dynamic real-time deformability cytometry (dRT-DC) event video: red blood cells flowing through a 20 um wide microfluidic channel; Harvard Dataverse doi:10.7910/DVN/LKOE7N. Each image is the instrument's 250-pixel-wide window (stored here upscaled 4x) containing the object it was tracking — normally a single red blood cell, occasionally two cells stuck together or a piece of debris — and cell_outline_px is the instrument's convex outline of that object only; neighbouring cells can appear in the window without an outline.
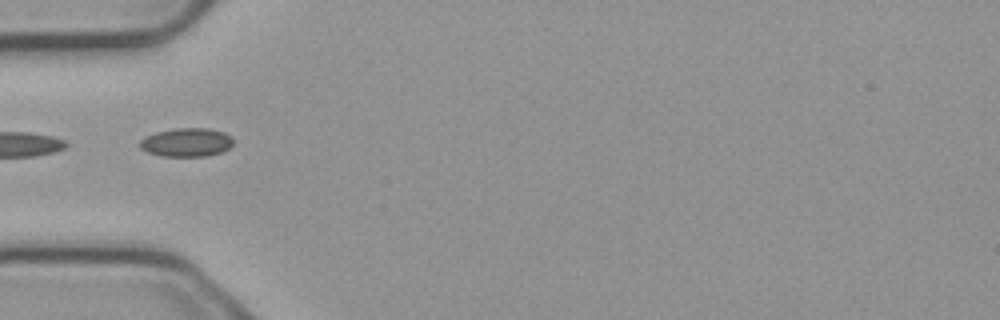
{"species": "common noctule bat (a hibernating species)", "species_latin": "Nyctalus noctula", "temperature_condition": "cold", "stored_images_in_passage": 7, "segment_of_instrument_passage": [2, 2], "camera_frame_rate_fps": 3000, "um_per_image_px": 0.085, "animal": {"sex": "male", "body_mass_g": 23.1, "forearm_length_mm": 52.7}, "frame": {"image": 1, "passage_image": 5, "time_ms": 1.333, "image_size_px": [1000, 320], "cell_outline_px": [[232, 144], [228, 148], [220, 152], [204, 156], [160, 156], [148, 152], [140, 148], [140, 140], [144, 136], [156, 132], [176, 128], [208, 128], [224, 132], [232, 136]], "centroid_in_image_um": [15.83, 12.09], "position_along_channel_um": 69.2, "area_um2": 15.55}}
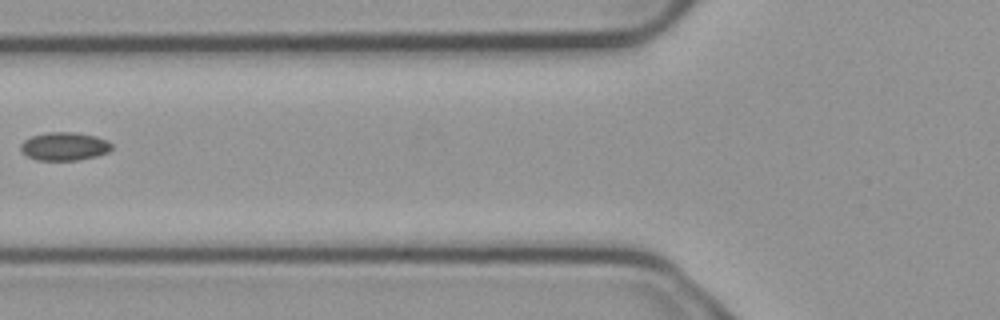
{"frame": {"image": 2, "passage_image": 6, "time_ms": 1.667, "image_size_px": [1000, 320], "cell_outline_px": [[112, 148], [108, 152], [96, 156], [76, 160], [36, 160], [20, 152], [20, 144], [24, 140], [32, 136], [48, 132], [76, 132], [96, 136], [108, 140], [112, 144]], "centroid_in_image_um": [5.47, 12.43], "position_along_channel_um": 120.3, "area_um2": 15.09}}
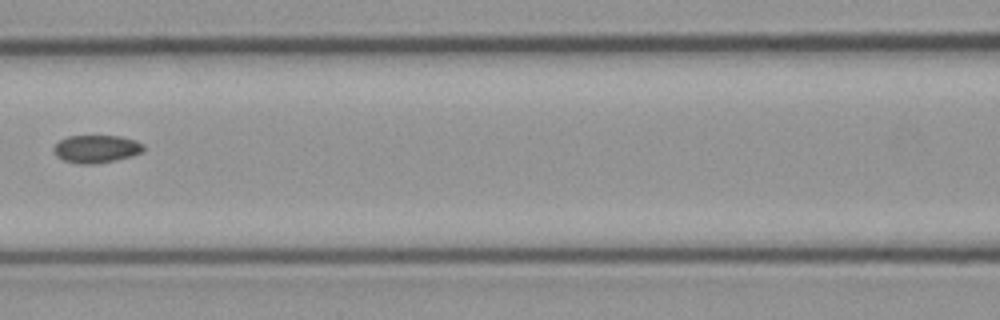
{"frame": {"image": 3, "passage_image": 7, "time_ms": 2.0, "image_size_px": [1000, 320], "cell_outline_px": [[144, 148], [140, 152], [132, 156], [92, 164], [80, 164], [64, 160], [56, 156], [52, 148], [60, 140], [68, 136], [120, 136], [136, 140], [144, 144]], "centroid_in_image_um": [8.17, 12.64], "position_along_channel_um": 158.4, "area_um2": 14.39}}